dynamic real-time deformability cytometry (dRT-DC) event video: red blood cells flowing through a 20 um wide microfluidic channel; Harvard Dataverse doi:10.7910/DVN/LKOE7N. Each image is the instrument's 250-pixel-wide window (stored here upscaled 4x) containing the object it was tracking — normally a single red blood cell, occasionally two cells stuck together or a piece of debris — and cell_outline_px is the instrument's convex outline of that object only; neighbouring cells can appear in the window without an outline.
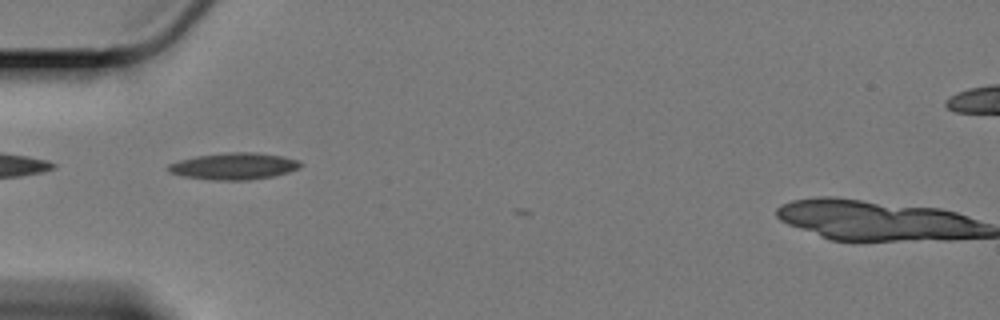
{"species": "Egyptian fruit bat (a non-hibernating species)", "species_latin": "Rousettus aegyptiacus", "temperature_condition": "cold", "stored_images_in_passage": 5, "camera_frame_rate_fps": 3000, "um_per_image_px": 0.085, "animal": {"sex": "female"}, "frame": {"image": 1, "passage_image": 4, "time_ms": 1.0, "image_size_px": [1000, 320], "cell_outline_px": [[304, 164], [300, 168], [288, 172], [272, 176], [248, 180], [212, 180], [184, 176], [168, 172], [168, 164], [180, 160], [196, 156], [224, 152], [256, 152], [280, 156], [296, 160]], "centroid_in_image_um": [19.88, 14.12], "position_along_channel_um": 65.1, "area_um2": 20.52}}